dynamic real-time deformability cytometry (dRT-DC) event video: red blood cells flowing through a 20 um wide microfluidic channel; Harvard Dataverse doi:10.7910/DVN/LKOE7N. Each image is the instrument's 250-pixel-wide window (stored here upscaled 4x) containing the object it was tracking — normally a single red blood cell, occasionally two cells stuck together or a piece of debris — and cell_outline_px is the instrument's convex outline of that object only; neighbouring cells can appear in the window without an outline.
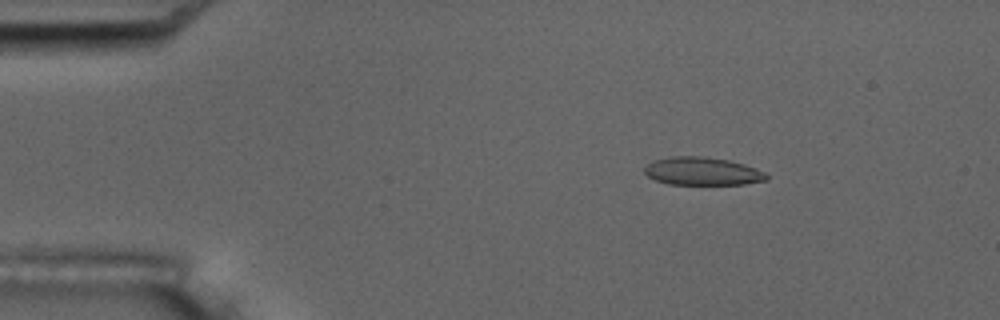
{"species": "common noctule bat (a hibernating species)", "species_latin": "Nyctalus noctula", "temperature_condition": "room temperature", "stored_images_in_passage": 12, "camera_frame_rate_fps": 3000, "um_per_image_px": 0.085, "animal": {"sex": "male", "body_mass_g": 17.5, "forearm_length_mm": 52.3}, "frame": {"image": 1, "passage_image": 3, "time_ms": 2.333, "image_size_px": [1000, 320], "cell_outline_px": [[768, 180], [744, 184], [668, 184], [656, 180], [648, 176], [644, 172], [644, 168], [652, 160], [672, 156], [704, 156], [728, 160], [744, 164], [756, 168], [764, 172], [768, 176]], "centroid_in_image_um": [59.7, 14.55], "position_along_channel_um": 25.3, "area_um2": 19.94}}
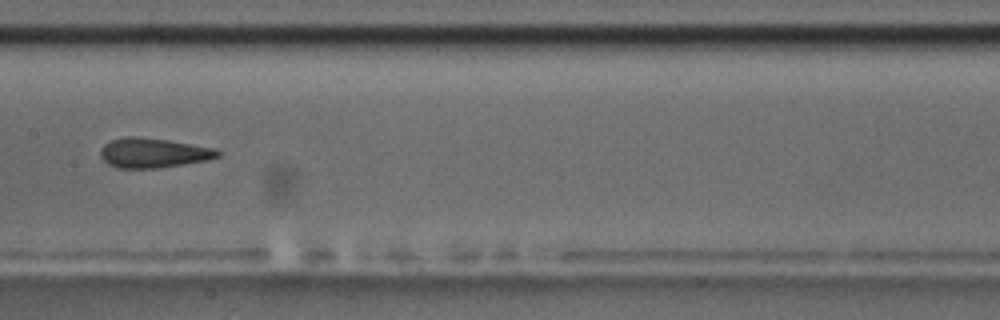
{"frame": {"image": 2, "passage_image": 9, "time_ms": 9.0, "image_size_px": [1000, 320], "cell_outline_px": [[220, 156], [208, 160], [160, 168], [116, 168], [108, 164], [100, 156], [100, 148], [104, 144], [112, 140], [124, 136], [140, 136], [168, 140], [216, 148], [220, 152]], "centroid_in_image_um": [13.02, 12.99], "position_along_channel_um": 194.4, "area_um2": 20.52}}